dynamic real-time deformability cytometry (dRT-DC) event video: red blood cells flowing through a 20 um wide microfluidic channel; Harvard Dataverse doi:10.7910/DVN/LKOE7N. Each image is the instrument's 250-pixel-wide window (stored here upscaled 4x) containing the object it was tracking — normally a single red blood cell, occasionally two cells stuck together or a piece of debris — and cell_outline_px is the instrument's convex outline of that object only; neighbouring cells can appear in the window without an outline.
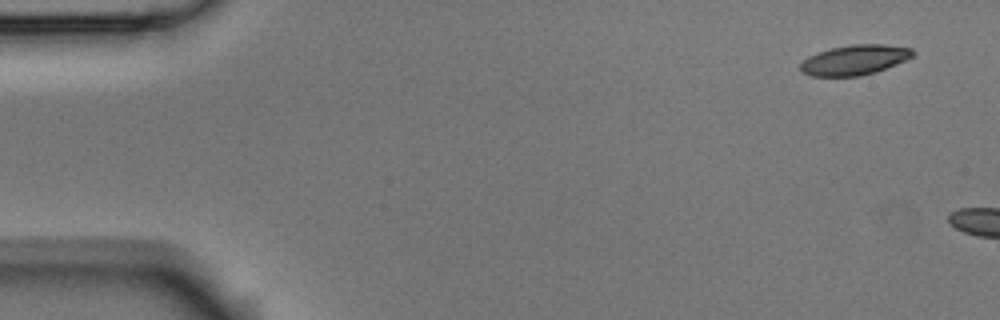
{"species": "Egyptian fruit bat (a non-hibernating species)", "species_latin": "Rousettus aegyptiacus", "temperature_condition": "room temperature", "stored_images_in_passage": 3, "camera_frame_rate_fps": 3000, "um_per_image_px": 0.085, "animal": {"sex": "male"}, "frame": {"image": 1, "passage_image": 1, "time_ms": 0.0, "image_size_px": [1000, 320], "cell_outline_px": [[916, 56], [876, 72], [860, 76], [812, 76], [800, 72], [800, 64], [808, 56], [816, 52], [828, 48], [852, 44], [884, 44], [912, 48], [916, 52]], "centroid_in_image_um": [72.65, 5.08], "position_along_channel_um": 12.3, "area_um2": 20.0}}